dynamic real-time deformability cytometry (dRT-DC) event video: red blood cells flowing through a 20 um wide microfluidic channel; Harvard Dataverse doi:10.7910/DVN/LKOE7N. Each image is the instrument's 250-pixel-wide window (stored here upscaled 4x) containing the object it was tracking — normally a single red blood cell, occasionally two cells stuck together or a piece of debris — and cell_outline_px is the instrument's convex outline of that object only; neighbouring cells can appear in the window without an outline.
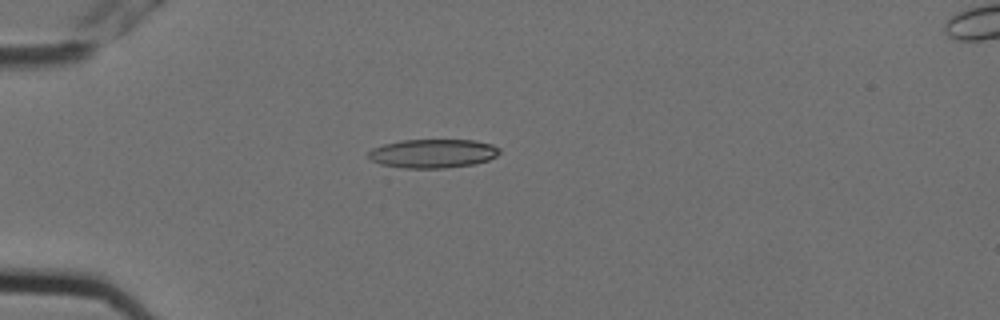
{"species": "Egyptian fruit bat (a non-hibernating species)", "species_latin": "Rousettus aegyptiacus", "temperature_condition": "cold", "stored_images_in_passage": 8, "camera_frame_rate_fps": 3000, "um_per_image_px": 0.085, "animal": {"sex": "female"}, "frame": {"image": 1, "passage_image": 1, "time_ms": 0.0, "image_size_px": [1000, 320], "cell_outline_px": [[500, 152], [496, 156], [488, 160], [476, 164], [444, 168], [404, 168], [380, 164], [372, 160], [368, 156], [368, 152], [372, 148], [384, 144], [400, 140], [476, 140], [492, 144], [500, 148]], "centroid_in_image_um": [36.81, 13.04], "position_along_channel_um": 48.2, "area_um2": 22.14}}
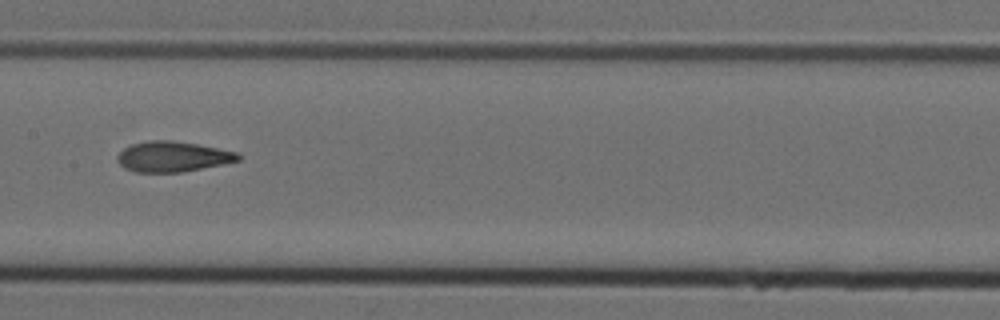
{"frame": {"image": 2, "passage_image": 5, "time_ms": 1.333, "image_size_px": [1000, 320], "cell_outline_px": [[240, 160], [184, 172], [136, 172], [124, 168], [120, 164], [116, 156], [124, 148], [132, 144], [148, 140], [172, 140], [196, 144], [236, 152], [240, 156]], "centroid_in_image_um": [14.64, 13.31], "position_along_channel_um": 192.8, "area_um2": 21.21}}
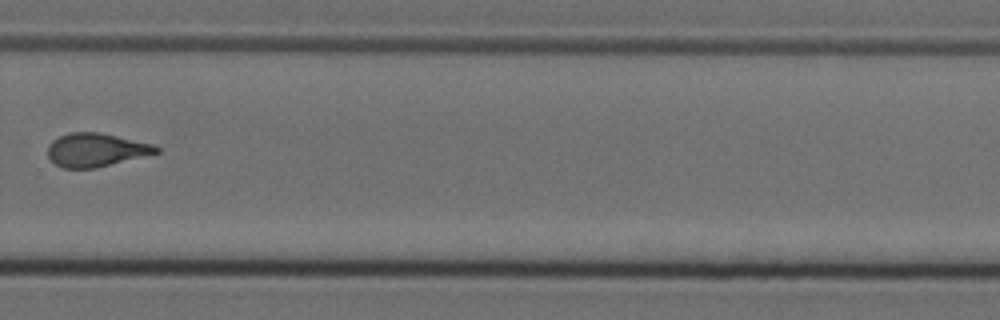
{"frame": {"image": 3, "passage_image": 8, "time_ms": 2.333, "image_size_px": [1000, 320], "cell_outline_px": [[160, 152], [96, 168], [60, 168], [52, 164], [48, 156], [48, 144], [52, 140], [60, 136], [72, 132], [100, 132], [152, 144], [160, 148]], "centroid_in_image_um": [8.11, 12.75], "position_along_channel_um": 321.7, "area_um2": 21.21}}